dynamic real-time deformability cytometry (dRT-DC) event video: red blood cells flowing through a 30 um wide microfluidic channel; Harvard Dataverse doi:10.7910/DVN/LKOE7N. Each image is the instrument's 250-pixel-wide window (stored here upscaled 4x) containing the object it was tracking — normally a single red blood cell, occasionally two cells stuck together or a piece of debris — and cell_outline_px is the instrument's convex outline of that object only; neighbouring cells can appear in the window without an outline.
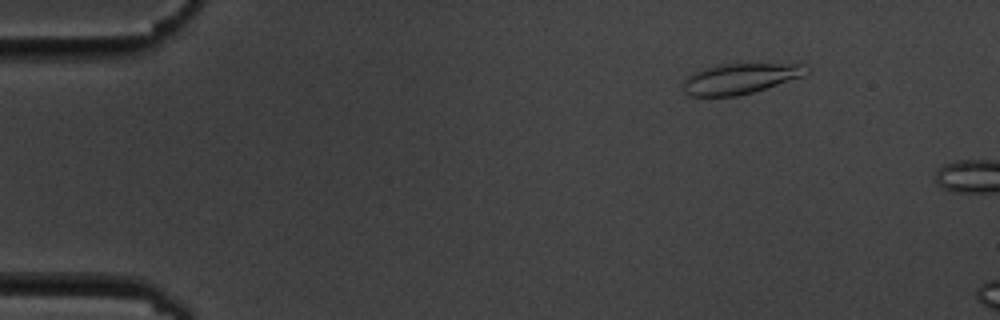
{"species": "common noctule bat (a hibernating species)", "species_latin": "Nyctalus noctula", "temperature_condition": "cold", "stored_images_in_passage": 4, "camera_frame_rate_fps": 3000, "um_per_image_px": 0.085, "animal": {"sex": "male", "body_mass_g": 19.5, "forearm_length_mm": 54.6}, "frame": {"image": 1, "passage_image": 3, "time_ms": 2.333, "image_size_px": [1000, 320], "cell_outline_px": [[812, 68], [804, 76], [752, 92], [736, 96], [688, 96], [684, 92], [684, 80], [688, 76], [704, 68], [716, 64], [804, 64]], "centroid_in_image_um": [62.93, 6.67], "position_along_channel_um": 22.1, "area_um2": 21.79}}